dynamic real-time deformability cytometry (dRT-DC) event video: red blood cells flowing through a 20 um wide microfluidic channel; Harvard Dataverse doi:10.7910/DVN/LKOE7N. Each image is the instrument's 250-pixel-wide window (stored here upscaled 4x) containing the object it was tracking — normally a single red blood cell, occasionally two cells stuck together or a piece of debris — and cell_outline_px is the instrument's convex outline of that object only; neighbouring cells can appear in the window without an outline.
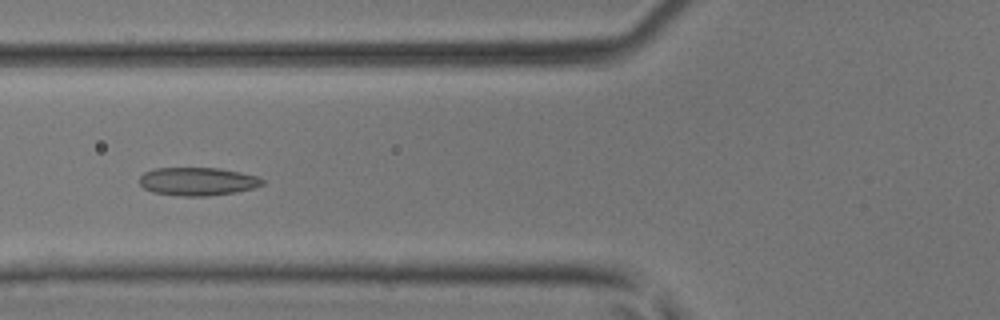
{"species": "common noctule bat (a hibernating species)", "species_latin": "Nyctalus noctula", "temperature_condition": "room temperature", "stored_images_in_passage": 50, "camera_frame_rate_fps": 3000, "um_per_image_px": 0.085, "animal": {"sex": "male", "body_mass_g": 17.9, "forearm_length_mm": 54.2}, "frame": {"image": 1, "passage_image": 20, "time_ms": 6.333, "image_size_px": [1000, 320], "cell_outline_px": [[264, 184], [252, 188], [236, 192], [208, 196], [180, 196], [152, 192], [144, 188], [140, 184], [140, 176], [144, 172], [156, 168], [220, 168], [260, 176], [264, 180]], "centroid_in_image_um": [16.81, 15.42], "position_along_channel_um": 109.0, "area_um2": 20.29}}
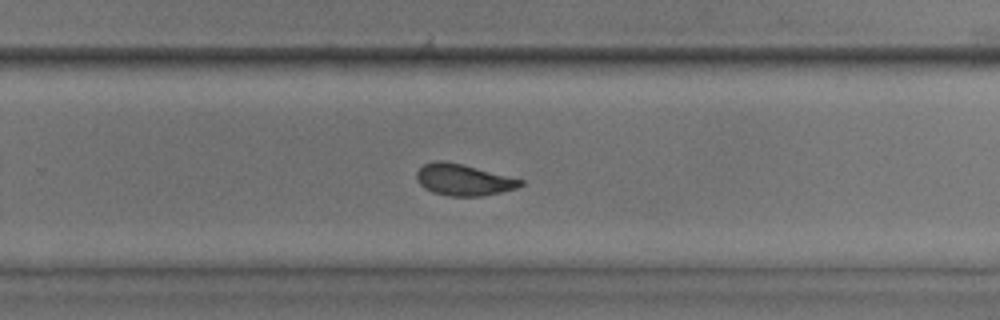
{"frame": {"image": 2, "passage_image": 33, "time_ms": 10.667, "image_size_px": [1000, 320], "cell_outline_px": [[524, 184], [516, 188], [500, 192], [480, 196], [448, 196], [432, 192], [424, 188], [420, 184], [416, 176], [416, 172], [424, 164], [436, 160], [440, 160], [460, 164], [524, 180]], "centroid_in_image_um": [39.37, 15.29], "position_along_channel_um": 290.4, "area_um2": 18.73}}
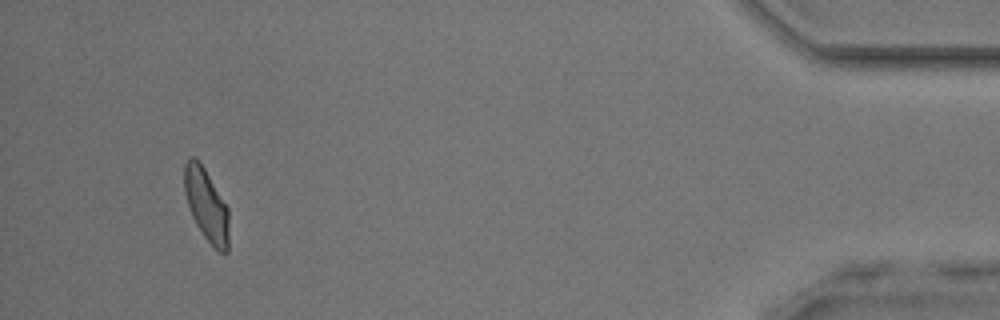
{"frame": {"image": 3, "passage_image": 47, "time_ms": 15.333, "image_size_px": [1000, 320], "cell_outline_px": [[228, 252], [220, 252], [204, 236], [196, 224], [192, 216], [184, 192], [184, 164], [188, 156], [196, 156], [200, 160], [228, 208]], "centroid_in_image_um": [17.52, 17.34], "position_along_channel_um": 417.7, "area_um2": 18.79}, "authors_computed_cell_mechanics": {"area_um2": 19.7387, "velocity_mm_per_s": 4.2038, "shape_relaxation_time_tau1_ms": 3.9753, "shape_relaxation_time_tau2_ms": 1.433, "deformation_change_tau1": 0.1185, "deformation_change_tau2": 0.0755}}